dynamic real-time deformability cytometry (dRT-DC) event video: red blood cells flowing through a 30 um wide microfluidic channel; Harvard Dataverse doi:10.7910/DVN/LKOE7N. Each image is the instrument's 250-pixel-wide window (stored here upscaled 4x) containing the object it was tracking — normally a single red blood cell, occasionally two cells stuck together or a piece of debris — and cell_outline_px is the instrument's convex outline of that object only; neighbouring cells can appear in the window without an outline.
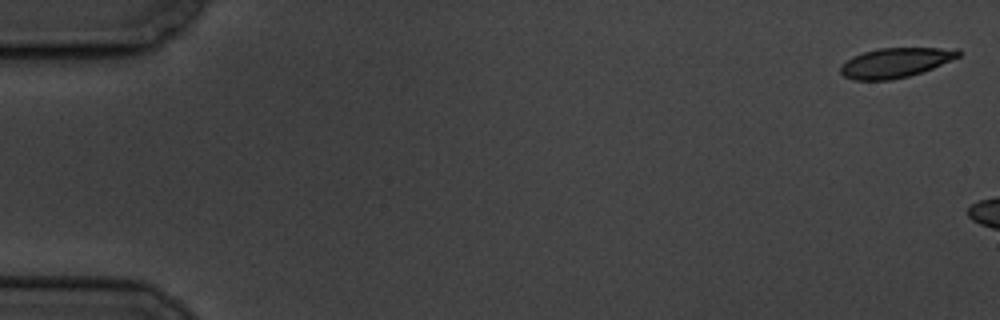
{"species": "common noctule bat (a hibernating species)", "species_latin": "Nyctalus noctula", "temperature_condition": "cold", "stored_images_in_passage": 3, "camera_frame_rate_fps": 3000, "um_per_image_px": 0.085, "animal": {"sex": "male", "body_mass_g": 19.5, "forearm_length_mm": 54.6}, "frame": {"image": 1, "passage_image": 1, "time_ms": 0.0, "image_size_px": [1000, 320], "cell_outline_px": [[960, 56], [932, 68], [908, 76], [892, 80], [852, 80], [844, 76], [840, 72], [840, 68], [852, 56], [864, 52], [880, 48], [960, 48]], "centroid_in_image_um": [76.11, 5.33], "position_along_channel_um": 8.9, "area_um2": 20.23}}